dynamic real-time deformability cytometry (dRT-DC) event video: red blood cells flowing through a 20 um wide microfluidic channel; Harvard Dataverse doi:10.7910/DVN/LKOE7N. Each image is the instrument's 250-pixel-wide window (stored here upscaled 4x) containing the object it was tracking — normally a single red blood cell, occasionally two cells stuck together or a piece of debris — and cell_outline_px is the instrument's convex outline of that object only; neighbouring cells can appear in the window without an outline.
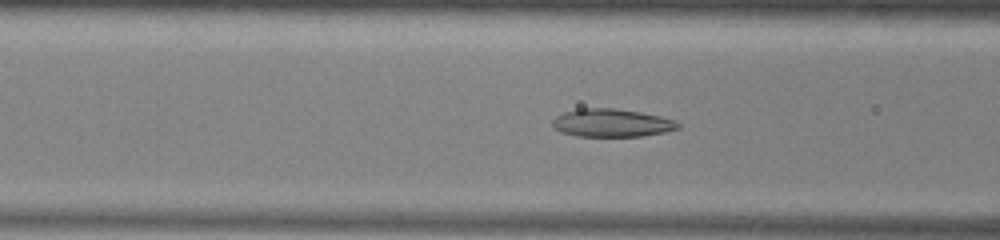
{"species": "common noctule bat (a hibernating species)", "species_latin": "Nyctalus noctula", "temperature_condition": "warm", "stored_images_in_passage": 34, "camera_frame_rate_fps": 3000, "um_per_image_px": 0.085, "animal": {"sex": "male", "body_mass_g": 13.0, "forearm_length_mm": 53.1}, "frame": {"image": 1, "passage_image": 13, "time_ms": 4.0, "image_size_px": [1000, 240], "cell_outline_px": [[680, 128], [664, 132], [640, 136], [576, 136], [560, 132], [552, 124], [552, 120], [556, 116], [564, 112], [580, 108], [612, 108], [640, 112], [660, 116], [672, 120], [680, 124]], "centroid_in_image_um": [51.97, 10.44], "position_along_channel_um": 114.6, "area_um2": 20.35}}
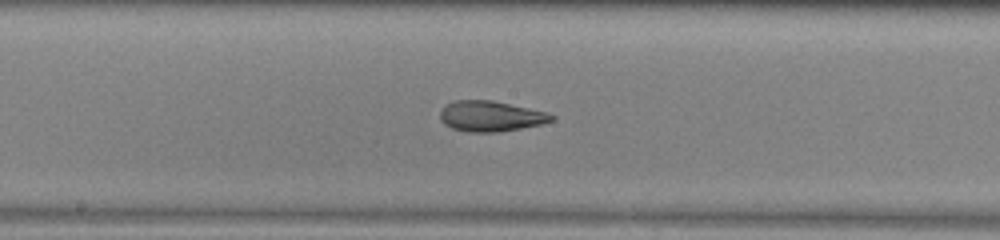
{"frame": {"image": 2, "passage_image": 20, "time_ms": 6.333, "image_size_px": [1000, 240], "cell_outline_px": [[556, 120], [540, 124], [500, 132], [468, 132], [452, 128], [444, 124], [440, 120], [440, 112], [448, 104], [456, 100], [492, 100], [528, 108], [544, 112], [556, 116]], "centroid_in_image_um": [41.71, 9.88], "position_along_channel_um": 206.5, "area_um2": 19.65}}
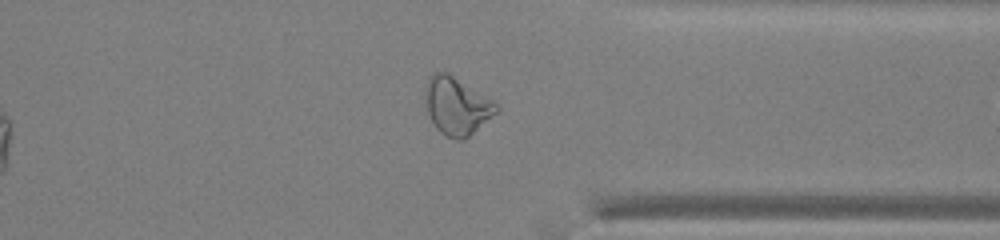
{"frame": {"image": 3, "passage_image": 33, "time_ms": 10.667, "image_size_px": [1000, 240], "cell_outline_px": [[500, 108], [496, 112], [464, 140], [456, 140], [444, 136], [436, 128], [428, 112], [428, 76], [436, 72], [448, 72], [496, 100]], "centroid_in_image_um": [38.89, 9.0], "position_along_channel_um": 372.5, "area_um2": 23.58}}